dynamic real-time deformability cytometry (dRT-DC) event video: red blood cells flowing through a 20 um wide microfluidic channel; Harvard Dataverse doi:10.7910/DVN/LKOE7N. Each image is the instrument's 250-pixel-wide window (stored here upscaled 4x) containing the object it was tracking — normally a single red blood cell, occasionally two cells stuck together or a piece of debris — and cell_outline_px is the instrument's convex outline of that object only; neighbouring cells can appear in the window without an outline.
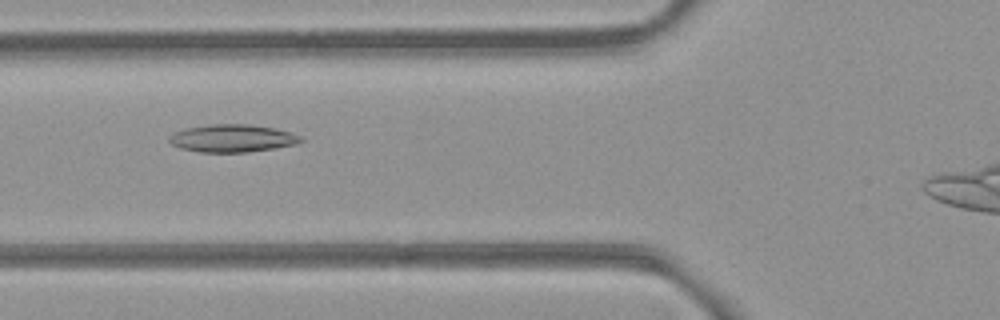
{"species": "common noctule bat (a hibernating species)", "species_latin": "Nyctalus noctula", "temperature_condition": "room temperature", "stored_images_in_passage": 40, "camera_frame_rate_fps": 3000, "um_per_image_px": 0.085, "animal": {"sex": "female", "body_mass_g": 21.9}, "frame": {"image": 1, "passage_image": 13, "time_ms": 4.0, "image_size_px": [1000, 320], "cell_outline_px": [[304, 140], [296, 144], [248, 152], [200, 152], [180, 148], [172, 144], [168, 140], [168, 136], [184, 128], [212, 124], [248, 124], [276, 128], [292, 132], [300, 136]], "centroid_in_image_um": [19.75, 11.75], "position_along_channel_um": 106.1, "area_um2": 21.21}}
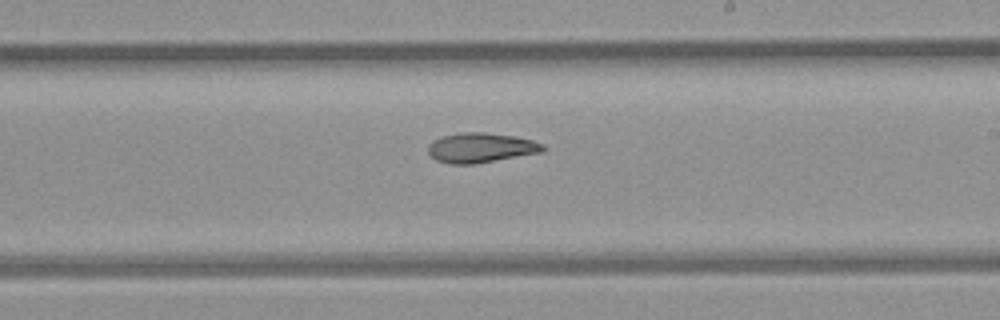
{"frame": {"image": 2, "passage_image": 24, "time_ms": 7.667, "image_size_px": [1000, 320], "cell_outline_px": [[548, 148], [544, 152], [476, 164], [448, 164], [436, 160], [428, 152], [428, 144], [432, 140], [444, 136], [460, 132], [484, 132], [516, 136], [532, 140], [544, 144]], "centroid_in_image_um": [40.91, 12.56], "position_along_channel_um": 248.1, "area_um2": 20.29}}
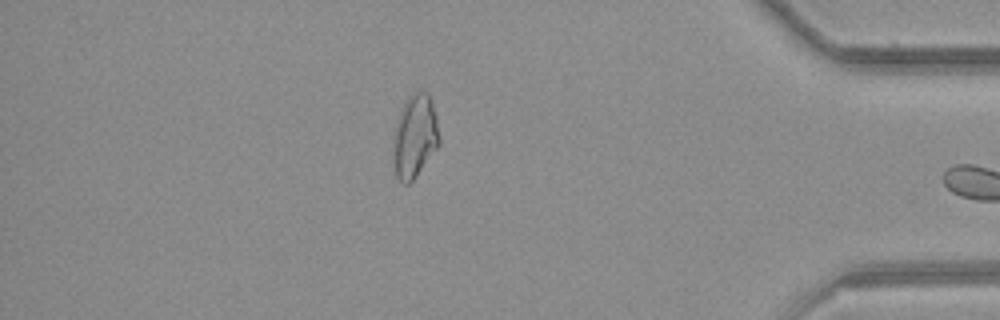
{"frame": {"image": 3, "passage_image": 39, "time_ms": 12.667, "image_size_px": [1000, 320], "cell_outline_px": [[440, 144], [412, 180], [408, 184], [404, 184], [396, 176], [392, 160], [392, 156], [396, 120], [404, 100], [412, 92], [420, 88], [428, 92], [432, 100], [436, 116], [440, 140]], "centroid_in_image_um": [35.25, 11.51], "position_along_channel_um": 400.0, "area_um2": 22.72}, "authors_computed_cell_mechanics": {"area_um2": 20.4323, "velocity_mm_per_s": 3.8651, "shape_relaxation_time_tau1_ms": null, "shape_relaxation_time_tau2_ms": 10.7567, "deformation_change_tau1": null, "deformation_change_tau2": 0.1802}}